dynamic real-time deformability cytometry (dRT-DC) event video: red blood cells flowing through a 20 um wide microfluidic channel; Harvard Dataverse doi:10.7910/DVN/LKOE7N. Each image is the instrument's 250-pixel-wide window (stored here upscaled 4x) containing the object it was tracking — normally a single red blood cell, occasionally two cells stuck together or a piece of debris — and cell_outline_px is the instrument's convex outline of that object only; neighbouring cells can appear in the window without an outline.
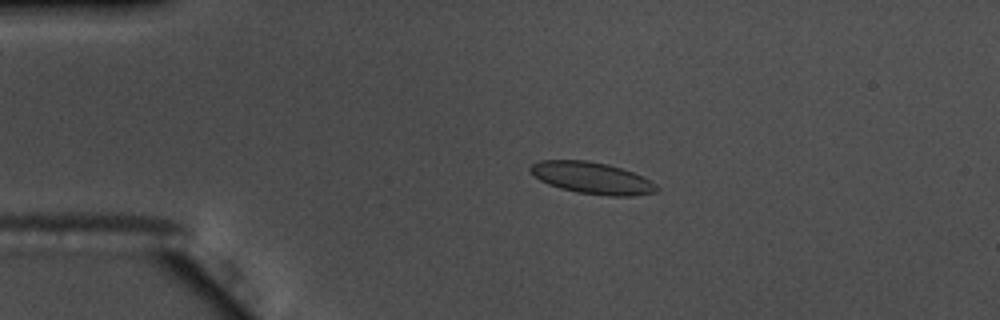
{"species": "common noctule bat (a hibernating species)", "species_latin": "Nyctalus noctula", "temperature_condition": "warm", "stored_images_in_passage": 56, "camera_frame_rate_fps": 3000, "um_per_image_px": 0.085, "animal": {"sex": "male", "body_mass_g": 17.5, "forearm_length_mm": 52.3}, "frame": {"image": 1, "passage_image": 12, "time_ms": 3.667, "image_size_px": [1000, 320], "cell_outline_px": [[660, 188], [656, 192], [632, 196], [612, 196], [576, 192], [560, 188], [548, 184], [540, 180], [528, 172], [528, 168], [532, 164], [540, 160], [588, 160], [608, 164], [632, 172], [656, 184]], "centroid_in_image_um": [50.28, 15.12], "position_along_channel_um": 34.7, "area_um2": 23.35}}
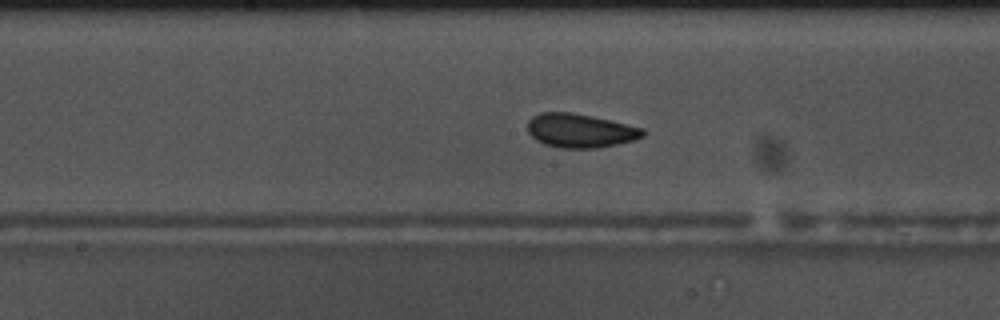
{"frame": {"image": 2, "passage_image": 29, "time_ms": 9.333, "image_size_px": [1000, 320], "cell_outline_px": [[644, 136], [632, 140], [616, 144], [596, 148], [560, 148], [544, 144], [536, 140], [528, 132], [528, 120], [532, 116], [540, 112], [572, 112], [612, 120], [644, 128]], "centroid_in_image_um": [49.3, 11.09], "position_along_channel_um": 198.9, "area_um2": 22.83}}
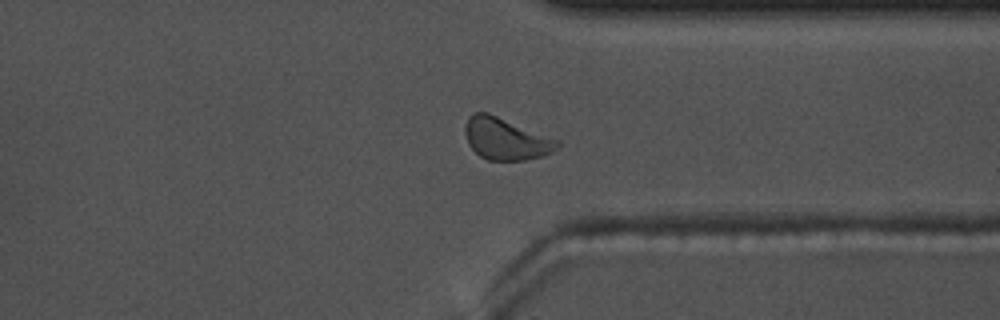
{"frame": {"image": 3, "passage_image": 43, "time_ms": 14.0, "image_size_px": [1000, 320], "cell_outline_px": [[560, 144], [552, 152], [544, 156], [524, 160], [488, 160], [480, 156], [468, 144], [464, 132], [464, 124], [468, 116], [472, 112], [488, 112], [560, 140]], "centroid_in_image_um": [42.98, 11.78], "position_along_channel_um": 368.4, "area_um2": 22.77}, "authors_computed_cell_mechanics": {"area_um2": 22.4264, "velocity_mm_per_s": 3.6427, "shape_relaxation_time_tau1_ms": 3.0553, "shape_relaxation_time_tau2_ms": 1.3173, "deformation_change_tau1": 0.0904, "deformation_change_tau2": 0.0609}}